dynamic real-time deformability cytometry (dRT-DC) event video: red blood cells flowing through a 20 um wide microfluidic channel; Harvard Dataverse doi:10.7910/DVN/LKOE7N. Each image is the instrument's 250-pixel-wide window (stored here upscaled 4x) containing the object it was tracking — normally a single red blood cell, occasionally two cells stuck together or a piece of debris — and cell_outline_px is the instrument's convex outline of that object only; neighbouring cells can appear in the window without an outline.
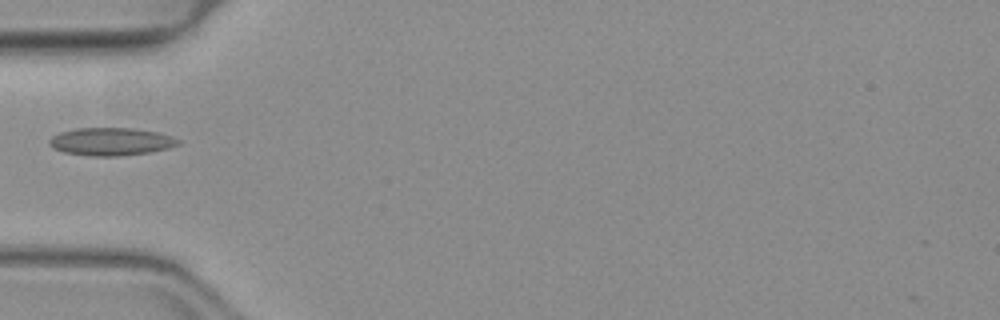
{"species": "common noctule bat (a hibernating species)", "species_latin": "Nyctalus noctula", "temperature_condition": "warm", "stored_images_in_passage": 13, "camera_frame_rate_fps": 3000, "um_per_image_px": 0.085, "animal": {"sex": "female", "body_mass_g": 19.3, "forearm_length_mm": 54.1}, "frame": {"image": 1, "passage_image": 1, "time_ms": 0.0, "image_size_px": [1000, 320], "cell_outline_px": [[180, 144], [168, 148], [148, 152], [120, 156], [88, 156], [64, 152], [52, 148], [48, 144], [48, 140], [52, 136], [60, 132], [76, 128], [136, 128], [156, 132], [172, 136], [180, 140]], "centroid_in_image_um": [9.41, 12.03], "position_along_channel_um": 75.6, "area_um2": 20.98}}
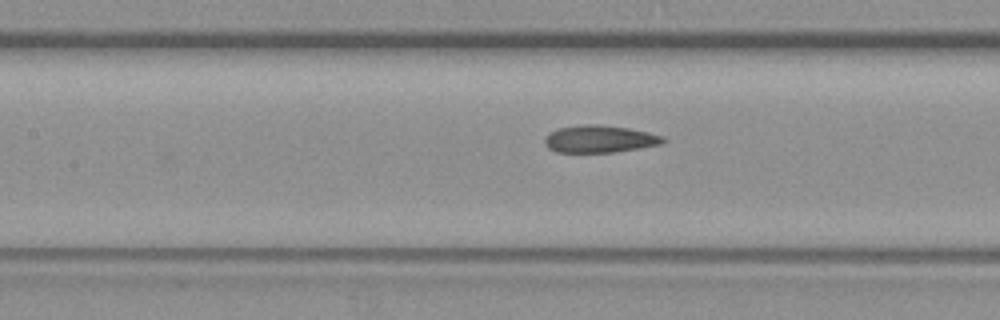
{"frame": {"image": 2, "passage_image": 7, "time_ms": 2.0, "image_size_px": [1000, 320], "cell_outline_px": [[668, 140], [660, 144], [640, 148], [612, 152], [556, 152], [548, 148], [544, 144], [544, 136], [560, 128], [584, 124], [600, 124], [628, 128], [648, 132], [664, 136]], "centroid_in_image_um": [50.98, 11.81], "position_along_channel_um": 156.4, "area_um2": 18.84}}
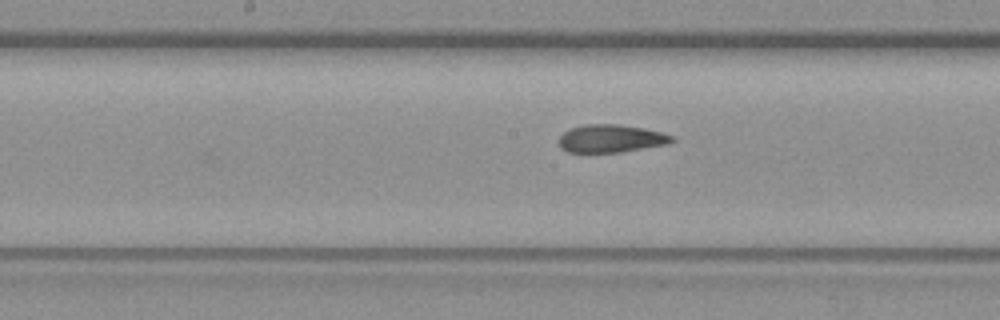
{"frame": {"image": 3, "passage_image": 10, "time_ms": 3.0, "image_size_px": [1000, 320], "cell_outline_px": [[676, 140], [664, 144], [620, 152], [568, 152], [560, 148], [560, 136], [564, 132], [572, 128], [584, 124], [620, 124], [644, 128], [676, 136]], "centroid_in_image_um": [51.94, 11.76], "position_along_channel_um": 196.3, "area_um2": 18.21}}